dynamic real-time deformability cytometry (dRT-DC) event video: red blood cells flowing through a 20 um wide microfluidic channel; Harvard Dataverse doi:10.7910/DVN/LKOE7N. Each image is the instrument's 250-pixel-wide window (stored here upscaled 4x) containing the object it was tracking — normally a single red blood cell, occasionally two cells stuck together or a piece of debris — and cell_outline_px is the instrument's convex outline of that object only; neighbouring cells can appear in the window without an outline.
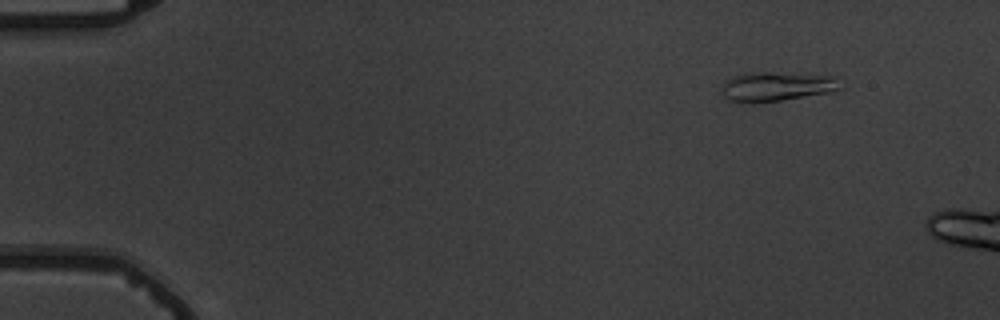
{"species": "common noctule bat (a hibernating species)", "species_latin": "Nyctalus noctula", "temperature_condition": "warm", "stored_images_in_passage": 3, "camera_frame_rate_fps": 3000, "um_per_image_px": 0.085, "animal": {"sex": "male", "body_mass_g": 19.5, "forearm_length_mm": 54.6}, "frame": {"image": 1, "passage_image": 1, "time_ms": 0.0, "image_size_px": [1000, 320], "cell_outline_px": [[844, 88], [832, 92], [780, 100], [752, 104], [724, 100], [724, 80], [732, 76], [744, 72], [768, 72], [840, 76]], "centroid_in_image_um": [66.06, 7.35], "position_along_channel_um": 18.9, "area_um2": 20.87}}